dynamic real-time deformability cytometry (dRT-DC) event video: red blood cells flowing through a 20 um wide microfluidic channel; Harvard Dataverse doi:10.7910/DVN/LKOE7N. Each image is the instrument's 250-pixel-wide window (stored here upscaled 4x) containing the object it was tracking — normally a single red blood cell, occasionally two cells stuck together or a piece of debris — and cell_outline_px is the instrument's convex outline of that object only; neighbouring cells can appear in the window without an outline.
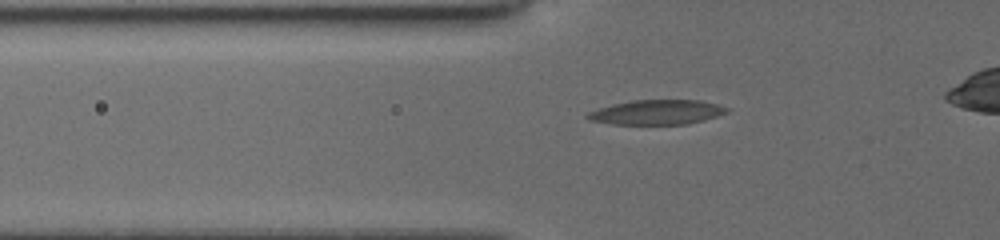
{"species": "common noctule bat (a hibernating species)", "species_latin": "Nyctalus noctula", "temperature_condition": "cold", "stored_images_in_passage": 35, "camera_frame_rate_fps": 3000, "um_per_image_px": 0.085, "animal": {"sex": "female", "body_mass_g": 19.5, "forearm_length_mm": 54.1}, "frame": {"image": 1, "passage_image": 5, "time_ms": 1.333, "image_size_px": [1000, 240], "cell_outline_px": [[728, 112], [704, 120], [688, 124], [612, 124], [588, 120], [584, 116], [588, 112], [612, 104], [632, 100], [700, 100], [716, 104], [728, 108]], "centroid_in_image_um": [55.8, 9.54], "position_along_channel_um": 70.0, "area_um2": 20.0}}
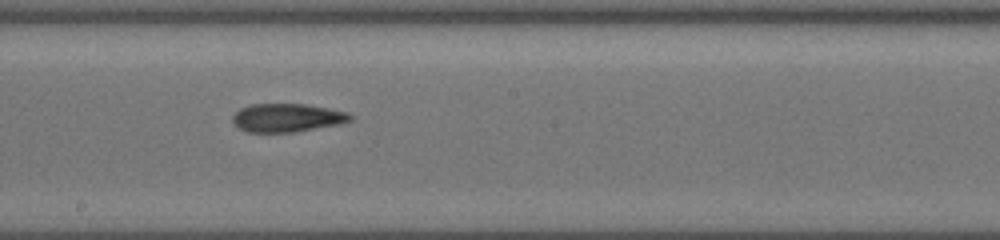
{"frame": {"image": 2, "passage_image": 17, "time_ms": 5.333, "image_size_px": [1000, 240], "cell_outline_px": [[352, 120], [336, 124], [292, 132], [248, 132], [240, 128], [232, 120], [232, 116], [240, 108], [252, 104], [304, 104], [328, 108], [348, 112], [352, 116]], "centroid_in_image_um": [24.38, 10.0], "position_along_channel_um": 223.8, "area_um2": 19.13}}
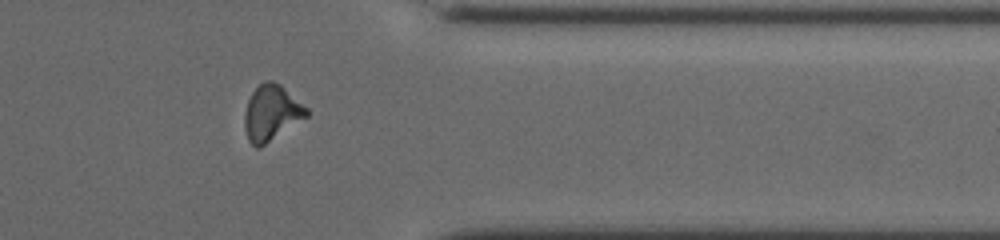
{"frame": {"image": 3, "passage_image": 30, "time_ms": 9.667, "image_size_px": [1000, 240], "cell_outline_px": [[308, 116], [260, 148], [256, 148], [248, 140], [244, 128], [244, 112], [248, 100], [252, 92], [260, 84], [268, 80], [272, 80], [280, 84], [308, 108]], "centroid_in_image_um": [23.06, 9.61], "position_along_channel_um": 388.3, "area_um2": 20.11}}